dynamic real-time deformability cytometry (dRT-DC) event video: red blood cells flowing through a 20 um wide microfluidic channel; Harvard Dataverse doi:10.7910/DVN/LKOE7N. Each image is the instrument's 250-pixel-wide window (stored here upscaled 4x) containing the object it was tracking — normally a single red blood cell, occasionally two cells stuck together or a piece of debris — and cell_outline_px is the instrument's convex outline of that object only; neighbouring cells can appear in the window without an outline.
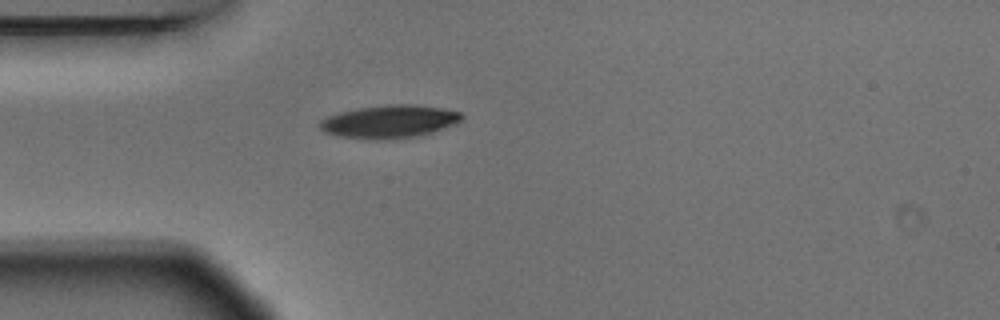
{"species": "Egyptian fruit bat (a non-hibernating species)", "species_latin": "Rousettus aegyptiacus", "temperature_condition": "warm", "stored_images_in_passage": 4, "camera_frame_rate_fps": 3000, "um_per_image_px": 0.085, "animal": {"sex": "male"}, "frame": {"image": 1, "passage_image": 4, "time_ms": 1.0, "image_size_px": [1000, 320], "cell_outline_px": [[464, 116], [456, 124], [432, 132], [416, 136], [392, 140], [372, 140], [340, 136], [324, 132], [320, 128], [320, 120], [328, 116], [340, 112], [356, 108], [388, 104], [416, 104], [444, 108], [460, 112]], "centroid_in_image_um": [33.11, 10.33], "position_along_channel_um": 51.9, "area_um2": 27.51}}